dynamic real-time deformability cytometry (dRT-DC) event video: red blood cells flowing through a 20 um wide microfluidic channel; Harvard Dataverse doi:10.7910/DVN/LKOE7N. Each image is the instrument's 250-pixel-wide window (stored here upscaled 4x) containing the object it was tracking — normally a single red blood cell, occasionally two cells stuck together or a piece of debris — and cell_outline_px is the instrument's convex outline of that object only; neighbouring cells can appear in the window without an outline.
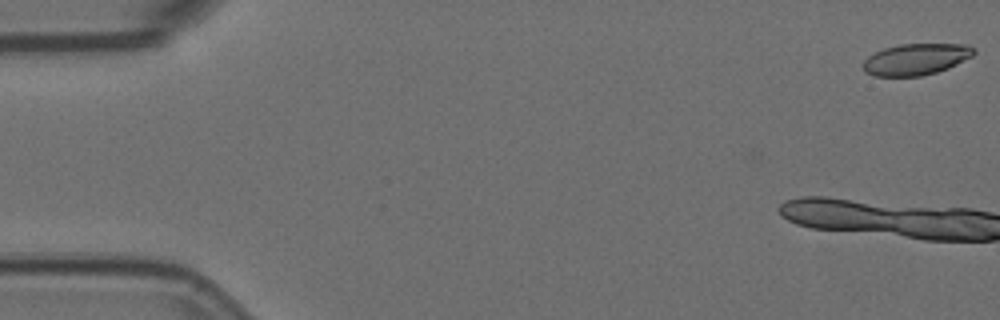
{"species": "Egyptian fruit bat (a non-hibernating species)", "species_latin": "Rousettus aegyptiacus", "temperature_condition": "room temperature", "stored_images_in_passage": 10, "camera_frame_rate_fps": 3000, "um_per_image_px": 0.085, "animal": {"sex": "female"}, "frame": {"image": 1, "passage_image": 1, "time_ms": 0.0, "image_size_px": [1000, 320], "cell_outline_px": [[976, 52], [972, 56], [948, 68], [936, 72], [920, 76], [872, 76], [864, 72], [864, 60], [868, 56], [884, 48], [900, 44], [968, 44], [976, 48]], "centroid_in_image_um": [77.87, 5.03], "position_along_channel_um": 7.1, "area_um2": 20.29}}